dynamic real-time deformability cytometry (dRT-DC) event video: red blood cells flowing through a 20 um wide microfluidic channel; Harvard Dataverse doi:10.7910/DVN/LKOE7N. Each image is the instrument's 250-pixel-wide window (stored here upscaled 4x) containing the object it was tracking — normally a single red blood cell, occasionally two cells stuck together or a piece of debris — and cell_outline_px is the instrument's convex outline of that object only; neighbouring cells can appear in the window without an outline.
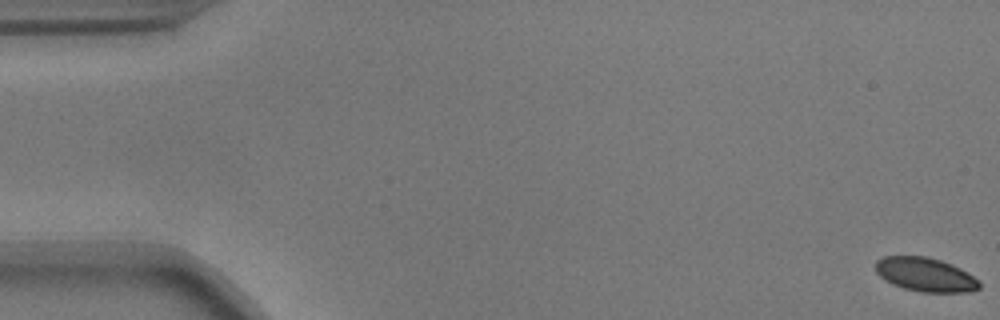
{"species": "common noctule bat (a hibernating species)", "species_latin": "Nyctalus noctula", "temperature_condition": "warm", "stored_images_in_passage": 56, "camera_frame_rate_fps": 3000, "um_per_image_px": 0.085, "animal": {"sex": "male", "body_mass_g": 17.9}, "frame": {"image": 1, "passage_image": 1, "time_ms": 0.0, "image_size_px": [1000, 320], "cell_outline_px": [[980, 288], [968, 292], [920, 292], [904, 288], [892, 284], [884, 280], [876, 272], [876, 260], [884, 256], [924, 256], [940, 260], [952, 264], [960, 268], [980, 280]], "centroid_in_image_um": [78.66, 23.34], "position_along_channel_um": 6.3, "area_um2": 20.58}}
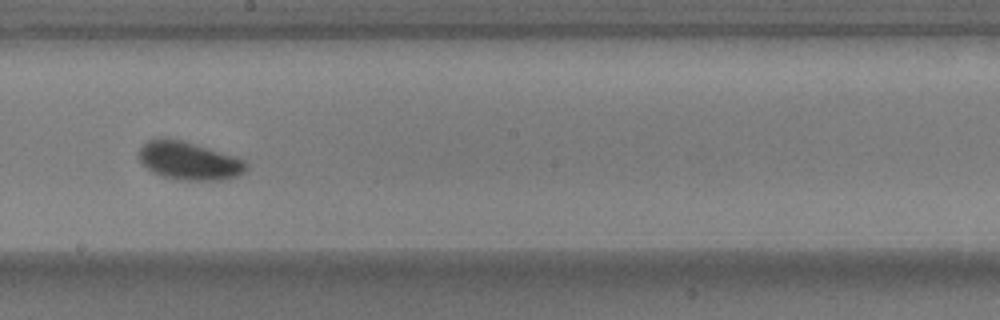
{"frame": {"image": 2, "passage_image": 32, "time_ms": 10.333, "image_size_px": [1000, 320], "cell_outline_px": [[248, 168], [244, 172], [236, 176], [224, 180], [176, 180], [152, 172], [140, 160], [140, 148], [148, 140], [160, 136], [164, 136], [180, 140], [232, 156], [244, 160], [248, 164]], "centroid_in_image_um": [16.05, 13.67], "position_along_channel_um": 232.2, "area_um2": 23.58}}
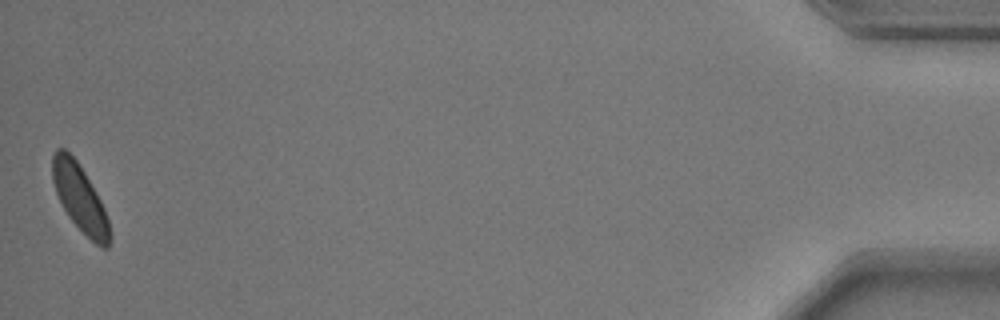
{"frame": {"image": 3, "passage_image": 56, "time_ms": 18.333, "image_size_px": [1000, 320], "cell_outline_px": [[112, 236], [108, 248], [100, 248], [68, 216], [56, 192], [52, 180], [52, 156], [56, 148], [64, 148], [76, 160], [84, 172], [100, 200], [104, 208], [112, 232]], "centroid_in_image_um": [6.8, 16.85], "position_along_channel_um": 428.4, "area_um2": 22.02}}